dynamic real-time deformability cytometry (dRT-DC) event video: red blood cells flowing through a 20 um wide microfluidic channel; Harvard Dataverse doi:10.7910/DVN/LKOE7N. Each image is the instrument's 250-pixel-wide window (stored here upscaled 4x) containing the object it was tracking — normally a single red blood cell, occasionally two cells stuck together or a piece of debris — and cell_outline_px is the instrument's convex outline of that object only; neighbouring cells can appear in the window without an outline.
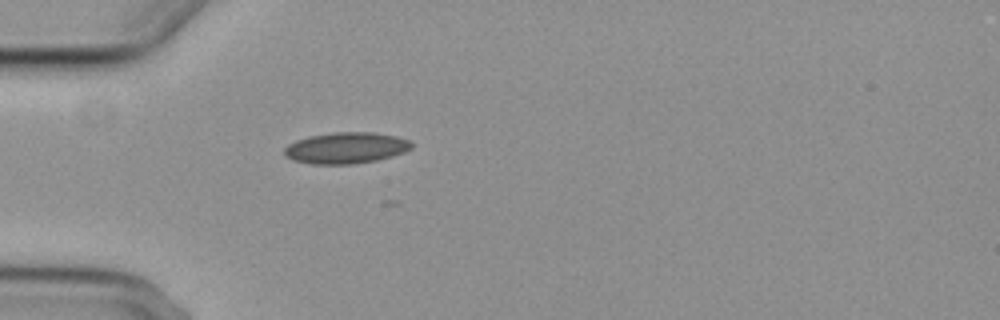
{"species": "common noctule bat (a hibernating species)", "species_latin": "Nyctalus noctula", "temperature_condition": "cold", "stored_images_in_passage": 1, "camera_frame_rate_fps": 3000, "um_per_image_px": 0.085, "animal": {"sex": "female", "body_mass_g": 29.2, "forearm_length_mm": 56.3}, "frame": {"image": 1, "passage_image": 1, "time_ms": 0.0, "image_size_px": [1000, 320], "cell_outline_px": [[412, 148], [404, 152], [392, 156], [376, 160], [352, 164], [312, 164], [292, 160], [284, 156], [284, 148], [288, 144], [296, 140], [308, 136], [332, 132], [372, 132], [396, 136], [412, 140]], "centroid_in_image_um": [29.4, 12.57], "position_along_channel_um": 55.6, "area_um2": 23.35}}